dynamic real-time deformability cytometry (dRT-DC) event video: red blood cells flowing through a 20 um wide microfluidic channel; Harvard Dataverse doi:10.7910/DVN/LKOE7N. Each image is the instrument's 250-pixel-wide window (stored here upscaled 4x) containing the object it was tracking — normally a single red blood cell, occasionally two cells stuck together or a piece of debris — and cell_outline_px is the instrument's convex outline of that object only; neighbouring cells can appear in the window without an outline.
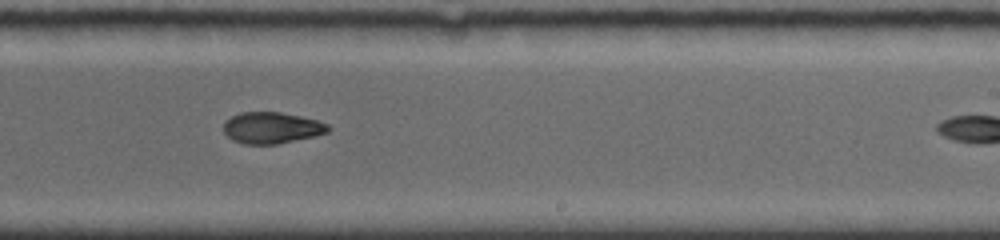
{"species": "common noctule bat (a hibernating species)", "species_latin": "Nyctalus noctula", "temperature_condition": "room temperature", "stored_images_in_passage": 21, "camera_frame_rate_fps": 4000, "um_per_image_px": 0.085, "animal": {"sex": "female", "body_mass_g": 19.0, "forearm_length_mm": 56.7}, "frame": {"image": 1, "passage_image": 12, "time_ms": 6.75, "image_size_px": [1000, 240], "cell_outline_px": [[328, 132], [312, 136], [276, 144], [244, 144], [232, 140], [224, 132], [224, 120], [240, 112], [280, 112], [300, 116], [316, 120], [328, 124]], "centroid_in_image_um": [23.04, 10.85], "position_along_channel_um": 266.0, "area_um2": 18.9}}